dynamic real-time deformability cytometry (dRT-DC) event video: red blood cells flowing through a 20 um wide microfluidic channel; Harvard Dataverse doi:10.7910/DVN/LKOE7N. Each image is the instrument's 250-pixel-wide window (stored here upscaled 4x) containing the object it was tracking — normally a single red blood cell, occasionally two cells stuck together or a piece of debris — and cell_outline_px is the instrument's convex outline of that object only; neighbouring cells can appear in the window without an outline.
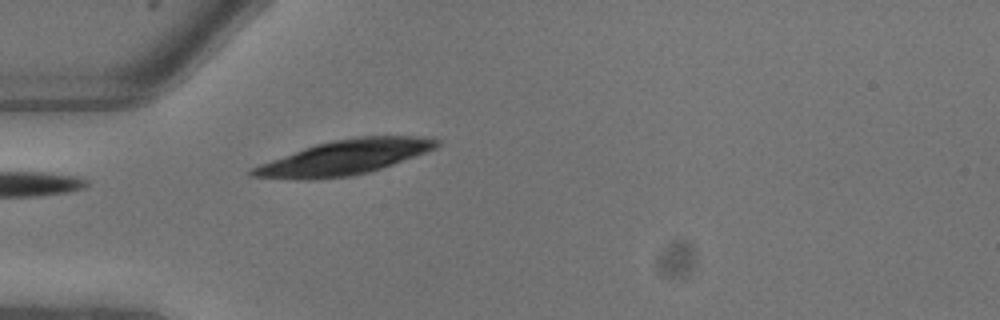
{"species": "common noctule bat (a hibernating species)", "species_latin": "Nyctalus noctula", "temperature_condition": "warm", "stored_images_in_passage": 1, "camera_frame_rate_fps": 3000, "um_per_image_px": 0.085, "animal": {"sex": "male", "body_mass_g": 13.3}, "frame": {"image": 1, "passage_image": 1, "time_ms": 0.0, "image_size_px": [1000, 320], "cell_outline_px": [[440, 144], [436, 148], [392, 164], [368, 172], [348, 176], [308, 180], [248, 176], [248, 172], [252, 168], [260, 164], [304, 148], [316, 144], [332, 140], [356, 136], [436, 136], [440, 140]], "centroid_in_image_um": [29.32, 13.36], "position_along_channel_um": 55.7, "area_um2": 36.99}}